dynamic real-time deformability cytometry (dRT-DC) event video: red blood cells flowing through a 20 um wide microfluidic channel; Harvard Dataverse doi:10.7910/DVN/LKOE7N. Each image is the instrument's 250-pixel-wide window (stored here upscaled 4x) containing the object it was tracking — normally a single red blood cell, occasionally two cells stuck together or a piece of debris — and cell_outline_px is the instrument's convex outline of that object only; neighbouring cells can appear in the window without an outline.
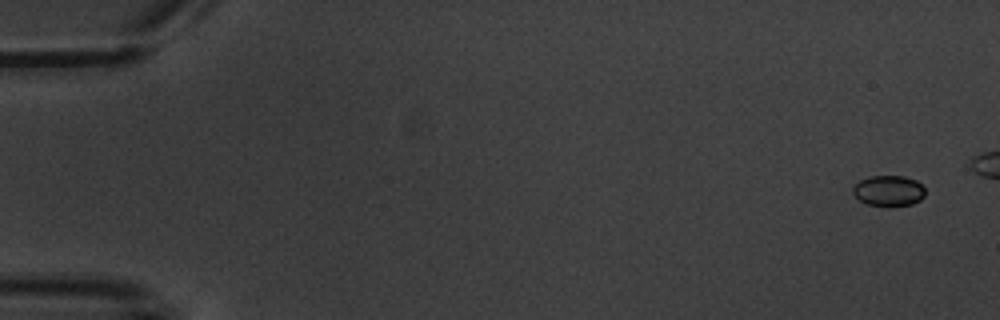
{"species": "common noctule bat (a hibernating species)", "species_latin": "Nyctalus noctula", "temperature_condition": "warm", "stored_images_in_passage": 12, "camera_frame_rate_fps": 3000, "um_per_image_px": 0.085, "animal": {"sex": "male", "body_mass_g": 20.1, "forearm_length_mm": 53.5}, "frame": {"image": 1, "passage_image": 1, "time_ms": 0.0, "image_size_px": [1000, 320], "cell_outline_px": [[924, 196], [920, 200], [912, 204], [868, 204], [860, 200], [852, 192], [852, 188], [860, 180], [872, 176], [904, 176], [916, 180], [924, 188]], "centroid_in_image_um": [75.54, 16.18], "position_along_channel_um": 9.5, "area_um2": 12.43}}
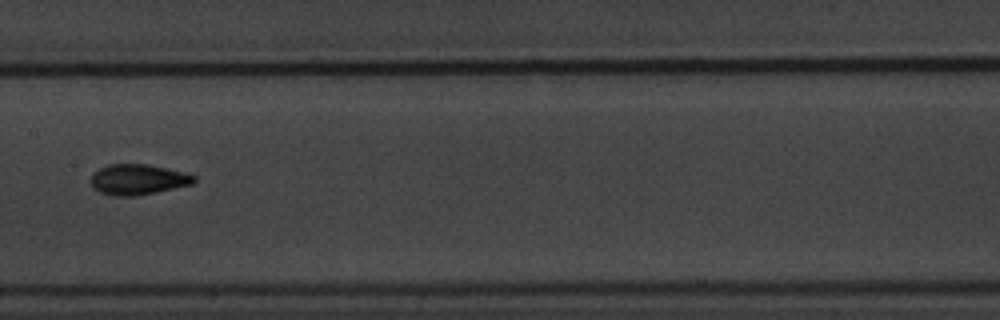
{"frame": {"image": 2, "passage_image": 10, "time_ms": 11.333, "image_size_px": [1000, 320], "cell_outline_px": [[196, 180], [192, 184], [156, 192], [136, 196], [116, 196], [100, 192], [92, 188], [88, 180], [92, 172], [108, 164], [148, 164], [184, 172], [196, 176]], "centroid_in_image_um": [11.67, 15.25], "position_along_channel_um": 195.7, "area_um2": 18.55}}
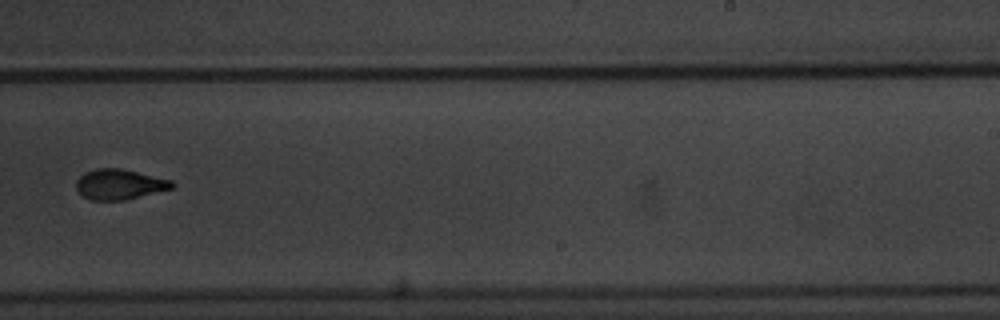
{"frame": {"image": 3, "passage_image": 12, "time_ms": 13.667, "image_size_px": [1000, 320], "cell_outline_px": [[176, 184], [172, 188], [124, 200], [92, 200], [84, 196], [76, 188], [76, 180], [84, 172], [96, 168], [120, 168], [172, 180]], "centroid_in_image_um": [10.14, 15.65], "position_along_channel_um": 278.9, "area_um2": 16.76}}